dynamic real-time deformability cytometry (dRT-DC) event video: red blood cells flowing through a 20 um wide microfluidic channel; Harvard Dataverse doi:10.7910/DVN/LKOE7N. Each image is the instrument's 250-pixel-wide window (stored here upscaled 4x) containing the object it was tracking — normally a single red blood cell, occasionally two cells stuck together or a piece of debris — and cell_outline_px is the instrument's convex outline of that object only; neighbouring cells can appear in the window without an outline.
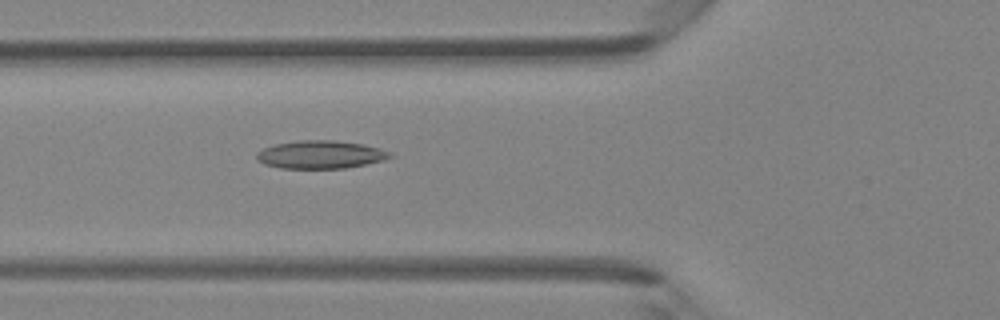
{"species": "Egyptian fruit bat (a non-hibernating species)", "species_latin": "Rousettus aegyptiacus", "temperature_condition": "room temperature", "stored_images_in_passage": 48, "camera_frame_rate_fps": 3000, "um_per_image_px": 0.085, "animal": {"sex": "female"}, "frame": {"image": 1, "passage_image": 18, "time_ms": 5.667, "image_size_px": [1000, 320], "cell_outline_px": [[396, 156], [384, 160], [344, 168], [280, 168], [264, 164], [256, 160], [256, 152], [264, 148], [276, 144], [300, 140], [336, 140], [364, 144], [380, 148], [392, 152]], "centroid_in_image_um": [27.27, 13.13], "position_along_channel_um": 98.5, "area_um2": 21.91}}
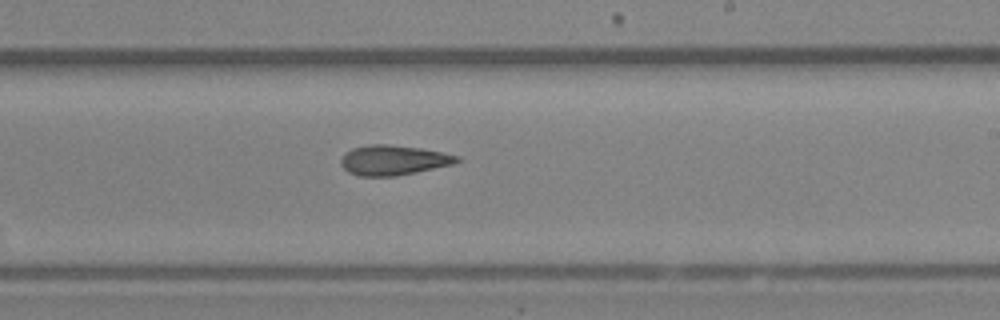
{"frame": {"image": 2, "passage_image": 29, "time_ms": 9.333, "image_size_px": [1000, 320], "cell_outline_px": [[460, 160], [452, 164], [416, 172], [396, 176], [360, 176], [348, 172], [340, 164], [340, 160], [344, 152], [352, 148], [368, 144], [388, 144], [420, 148], [460, 156]], "centroid_in_image_um": [33.38, 13.61], "position_along_channel_um": 255.6, "area_um2": 20.23}}
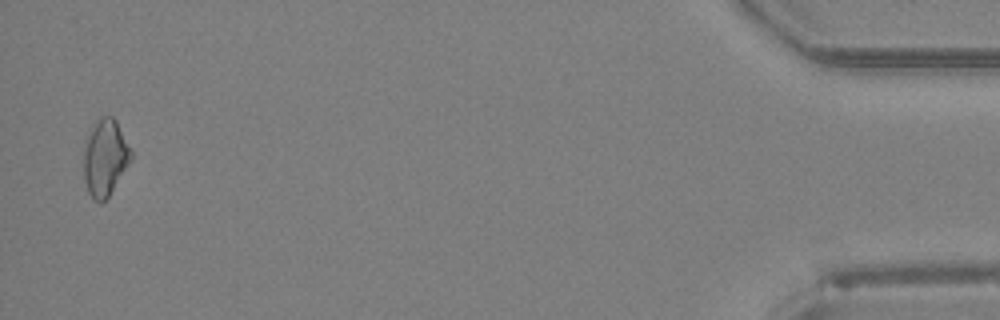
{"frame": {"image": 3, "passage_image": 47, "time_ms": 15.333, "image_size_px": [1000, 320], "cell_outline_px": [[132, 160], [108, 196], [100, 204], [92, 200], [88, 192], [84, 180], [84, 140], [100, 116], [112, 116], [116, 120], [132, 152]], "centroid_in_image_um": [8.92, 13.42], "position_along_channel_um": 426.3, "area_um2": 21.15}, "authors_computed_cell_mechanics": {"area_um2": 20.3745, "velocity_mm_per_s": 4.3049, "shape_relaxation_time_tau1_ms": null, "shape_relaxation_time_tau2_ms": 4.7896, "deformation_change_tau1": null, "deformation_change_tau2": 0.1481}}